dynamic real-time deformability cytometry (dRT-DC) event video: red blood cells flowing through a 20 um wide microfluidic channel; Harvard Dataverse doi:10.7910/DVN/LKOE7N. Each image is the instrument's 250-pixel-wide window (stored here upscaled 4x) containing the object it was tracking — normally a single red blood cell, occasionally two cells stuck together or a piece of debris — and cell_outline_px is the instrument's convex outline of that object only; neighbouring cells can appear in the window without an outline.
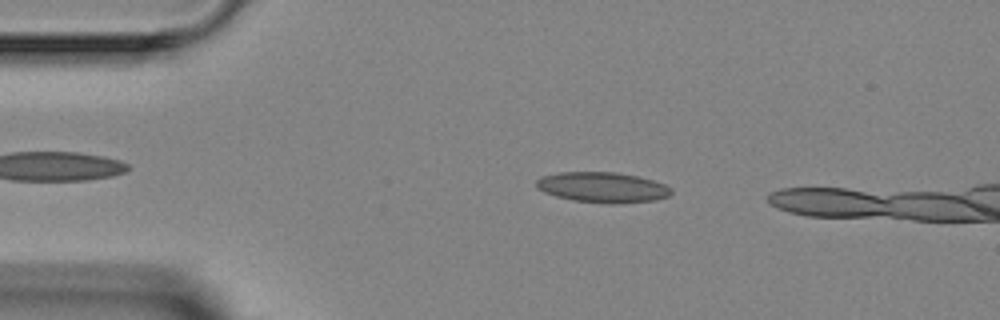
{"species": "Egyptian fruit bat (a non-hibernating species)", "species_latin": "Rousettus aegyptiacus", "temperature_condition": "room temperature", "stored_images_in_passage": 4, "segment_of_instrument_passage": [1, 2], "camera_frame_rate_fps": 3000, "um_per_image_px": 0.085, "animal": {"sex": "female"}, "frame": {"image": 1, "passage_image": 2, "time_ms": 1.0, "image_size_px": [1000, 320], "cell_outline_px": [[672, 192], [668, 196], [656, 200], [612, 204], [572, 200], [556, 196], [544, 192], [536, 188], [536, 180], [544, 176], [560, 172], [616, 172], [636, 176], [652, 180], [664, 184], [672, 188]], "centroid_in_image_um": [51.22, 15.92], "position_along_channel_um": 33.8, "area_um2": 23.81}}